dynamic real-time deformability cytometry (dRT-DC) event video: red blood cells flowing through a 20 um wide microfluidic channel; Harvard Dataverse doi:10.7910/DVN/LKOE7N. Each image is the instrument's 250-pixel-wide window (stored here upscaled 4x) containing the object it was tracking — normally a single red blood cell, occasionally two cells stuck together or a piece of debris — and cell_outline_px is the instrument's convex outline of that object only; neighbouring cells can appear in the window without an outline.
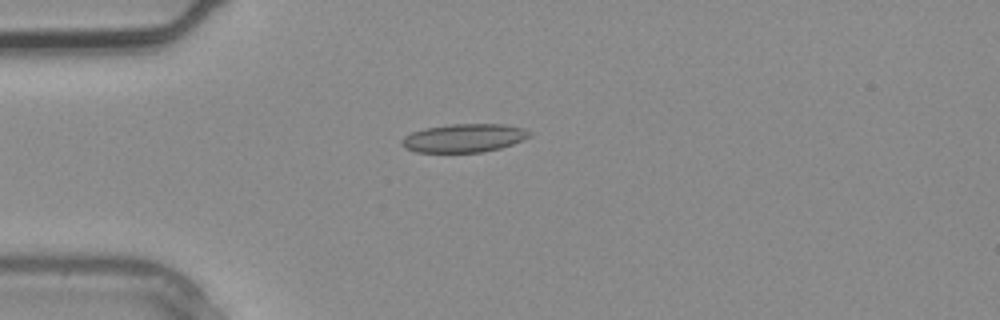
{"species": "common noctule bat (a hibernating species)", "species_latin": "Nyctalus noctula", "temperature_condition": "warm", "stored_images_in_passage": 2, "camera_frame_rate_fps": 3000, "um_per_image_px": 0.085, "animal": {"sex": "male", "body_mass_g": 20.4}, "frame": {"image": 1, "passage_image": 2, "time_ms": 0.333, "image_size_px": [1000, 320], "cell_outline_px": [[532, 136], [524, 140], [500, 148], [480, 152], [416, 152], [404, 148], [400, 144], [400, 140], [404, 136], [412, 132], [424, 128], [448, 124], [504, 124], [524, 128], [532, 132]], "centroid_in_image_um": [39.44, 11.72], "position_along_channel_um": 45.6, "area_um2": 21.39}}